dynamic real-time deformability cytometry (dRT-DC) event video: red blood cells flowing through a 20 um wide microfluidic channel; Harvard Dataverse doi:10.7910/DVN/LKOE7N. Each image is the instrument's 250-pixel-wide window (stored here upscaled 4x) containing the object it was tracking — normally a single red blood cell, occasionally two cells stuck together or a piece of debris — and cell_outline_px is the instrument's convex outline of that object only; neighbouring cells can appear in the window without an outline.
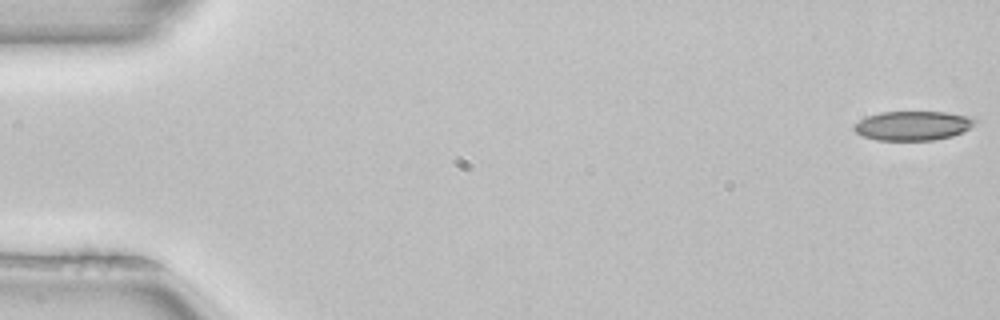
{"species": "common noctule bat (a hibernating species)", "species_latin": "Nyctalus noctula", "temperature_condition": "room temperature", "stored_images_in_passage": 52, "camera_frame_rate_fps": 3000, "um_per_image_px": 0.085, "animal": {"sex": "female", "body_mass_g": 22.7, "forearm_length_mm": 54.2}, "frame": {"image": 1, "passage_image": 1, "time_ms": 0.0, "image_size_px": [1000, 320], "cell_outline_px": [[980, 120], [976, 124], [964, 132], [952, 136], [932, 140], [876, 140], [864, 136], [856, 132], [852, 128], [852, 124], [868, 116], [880, 112], [944, 112], [964, 116]], "centroid_in_image_um": [77.59, 10.68], "position_along_channel_um": 7.4, "area_um2": 20.63}}
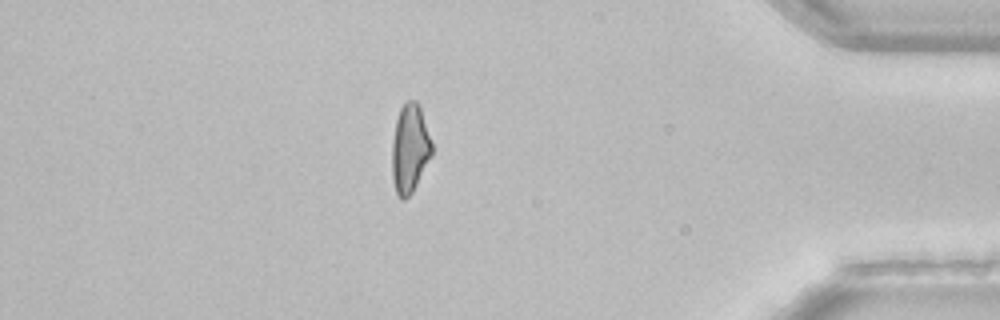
{"frame": {"image": 2, "passage_image": 45, "time_ms": 14.667, "image_size_px": [1000, 320], "cell_outline_px": [[432, 156], [412, 192], [404, 200], [396, 192], [392, 180], [392, 140], [396, 120], [400, 108], [408, 100], [416, 100], [420, 108], [432, 144]], "centroid_in_image_um": [34.82, 12.63], "position_along_channel_um": 400.4, "area_um2": 20.4}}
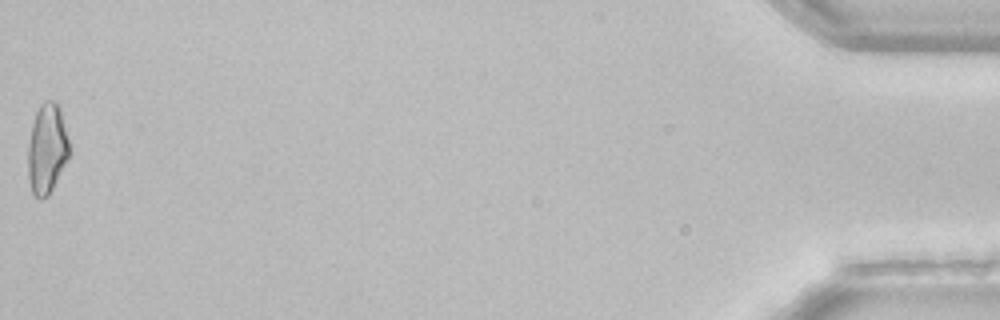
{"frame": {"image": 3, "passage_image": 52, "time_ms": 17.0, "image_size_px": [1000, 320], "cell_outline_px": [[68, 156], [48, 196], [40, 200], [32, 192], [28, 180], [28, 144], [32, 124], [36, 112], [40, 104], [44, 100], [56, 100], [60, 104], [68, 140]], "centroid_in_image_um": [3.97, 12.59], "position_along_channel_um": 431.2, "area_um2": 21.56}, "authors_computed_cell_mechanics": {"area_um2": 21.5305, "velocity_mm_per_s": 3.9808, "shape_relaxation_time_tau1_ms": null, "shape_relaxation_time_tau2_ms": 2.5457, "deformation_change_tau1": null, "deformation_change_tau2": 0.0794}}